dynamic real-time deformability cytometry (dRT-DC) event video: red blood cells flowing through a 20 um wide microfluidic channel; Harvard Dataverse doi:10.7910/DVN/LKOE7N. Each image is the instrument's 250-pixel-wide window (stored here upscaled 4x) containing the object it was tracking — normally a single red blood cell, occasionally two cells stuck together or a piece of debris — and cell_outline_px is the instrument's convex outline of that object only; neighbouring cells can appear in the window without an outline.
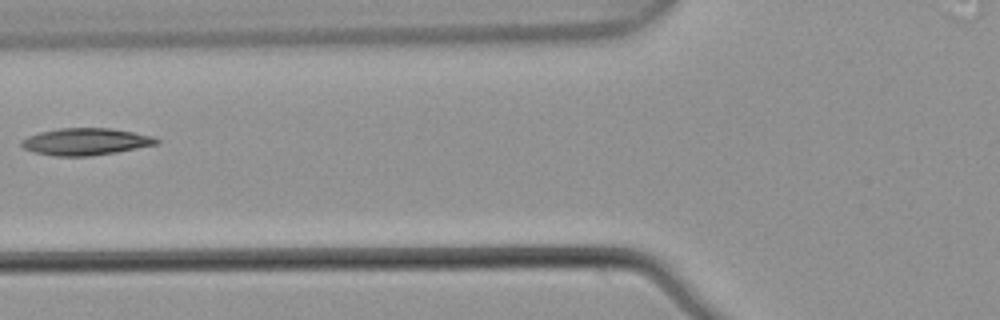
{"species": "common noctule bat (a hibernating species)", "species_latin": "Nyctalus noctula", "temperature_condition": "warm", "stored_images_in_passage": 2, "camera_frame_rate_fps": 3000, "um_per_image_px": 0.085, "animal": {"sex": "male", "body_mass_g": 21.5, "forearm_length_mm": 52.0}, "frame": {"image": 1, "passage_image": 2, "time_ms": 0.333, "image_size_px": [1000, 320], "cell_outline_px": [[160, 144], [116, 152], [88, 156], [56, 156], [36, 152], [24, 148], [20, 144], [20, 140], [28, 136], [40, 132], [60, 128], [112, 128], [152, 136], [160, 140]], "centroid_in_image_um": [7.3, 12.03], "position_along_channel_um": 118.5, "area_um2": 21.15}}